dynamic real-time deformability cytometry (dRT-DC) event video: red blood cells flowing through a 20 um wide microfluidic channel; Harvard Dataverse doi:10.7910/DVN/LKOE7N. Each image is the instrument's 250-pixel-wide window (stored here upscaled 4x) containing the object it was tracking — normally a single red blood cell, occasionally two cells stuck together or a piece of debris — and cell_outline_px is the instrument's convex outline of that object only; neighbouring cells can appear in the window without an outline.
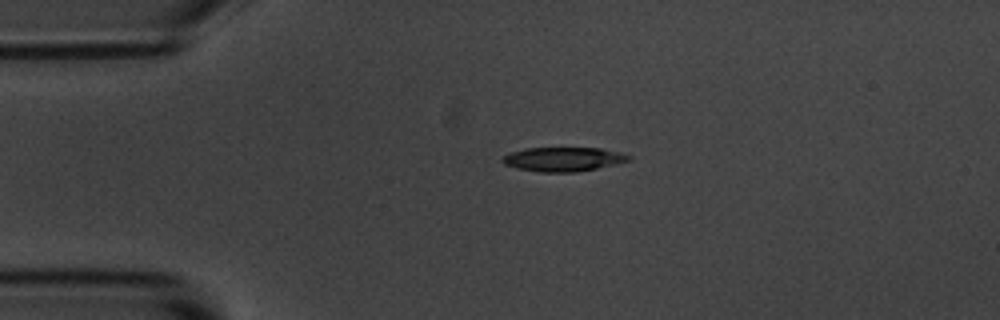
{"species": "common noctule bat (a hibernating species)", "species_latin": "Nyctalus noctula", "temperature_condition": "room temperature", "stored_images_in_passage": 2, "camera_frame_rate_fps": 3000, "um_per_image_px": 0.085, "animal": {"sex": "male", "body_mass_g": 20.1, "forearm_length_mm": 53.5}, "frame": {"image": 1, "passage_image": 1, "time_ms": 0.0, "image_size_px": [1000, 320], "cell_outline_px": [[632, 160], [616, 164], [576, 172], [540, 172], [516, 168], [504, 164], [500, 160], [504, 156], [512, 152], [524, 148], [600, 148], [632, 156]], "centroid_in_image_um": [47.86, 13.53], "position_along_channel_um": 37.1, "area_um2": 17.69}}